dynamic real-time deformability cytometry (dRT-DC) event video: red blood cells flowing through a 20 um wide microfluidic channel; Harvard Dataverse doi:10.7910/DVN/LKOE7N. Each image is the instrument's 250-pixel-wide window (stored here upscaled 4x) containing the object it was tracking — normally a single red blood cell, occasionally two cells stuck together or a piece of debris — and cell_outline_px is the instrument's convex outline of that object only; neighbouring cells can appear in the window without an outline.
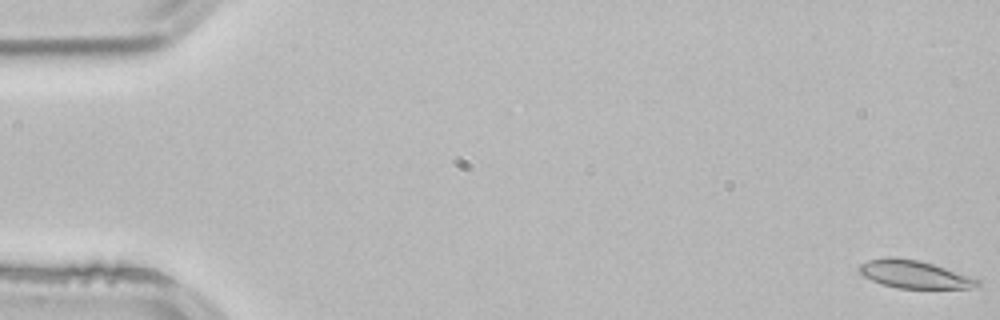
{"species": "common noctule bat (a hibernating species)", "species_latin": "Nyctalus noctula", "temperature_condition": "room temperature", "stored_images_in_passage": 5, "segment_of_instrument_passage": [1, 2], "camera_frame_rate_fps": 3000, "um_per_image_px": 0.085, "animal": {"sex": "male", "body_mass_g": 21.5, "forearm_length_mm": 52.0}, "frame": {"image": 1, "passage_image": 1, "time_ms": 0.0, "image_size_px": [1000, 320], "cell_outline_px": [[980, 284], [968, 288], [896, 288], [872, 280], [864, 276], [856, 268], [860, 264], [868, 260], [884, 256], [892, 256], [920, 260], [980, 280]], "centroid_in_image_um": [77.63, 23.29], "position_along_channel_um": 7.4, "area_um2": 18.96}}
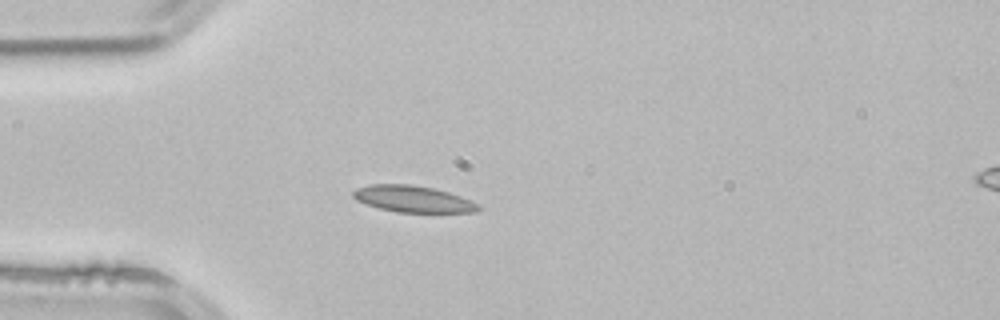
{"frame": {"image": 2, "passage_image": 4, "time_ms": 1.0, "image_size_px": [1000, 320], "cell_outline_px": [[484, 208], [476, 212], [396, 212], [380, 208], [356, 200], [352, 196], [352, 192], [356, 188], [368, 184], [412, 184], [436, 188], [460, 196], [480, 204]], "centroid_in_image_um": [35.13, 16.9], "position_along_channel_um": 49.9, "area_um2": 19.54}}